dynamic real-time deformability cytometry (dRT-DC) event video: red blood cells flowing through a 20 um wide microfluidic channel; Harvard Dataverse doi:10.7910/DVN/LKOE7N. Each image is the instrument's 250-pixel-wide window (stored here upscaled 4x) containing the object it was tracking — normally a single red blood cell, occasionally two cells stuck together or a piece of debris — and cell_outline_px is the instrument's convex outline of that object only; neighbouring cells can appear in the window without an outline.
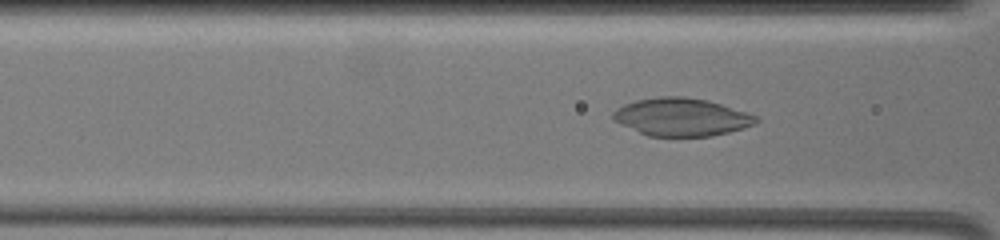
{"species": "common noctule bat (a hibernating species)", "species_latin": "Nyctalus noctula", "temperature_condition": "warm", "stored_images_in_passage": 40, "camera_frame_rate_fps": 3000, "um_per_image_px": 0.085, "animal": {"sex": "female", "body_mass_g": 19.5, "forearm_length_mm": 54.1}, "frame": {"image": 1, "passage_image": 17, "time_ms": 3.333, "image_size_px": [1000, 240], "cell_outline_px": [[760, 120], [756, 124], [744, 128], [712, 136], [648, 136], [620, 124], [612, 120], [612, 112], [616, 108], [624, 104], [636, 100], [660, 96], [684, 96], [708, 100], [748, 112], [760, 116]], "centroid_in_image_um": [57.95, 9.94], "position_along_channel_um": 108.7, "area_um2": 31.91}}
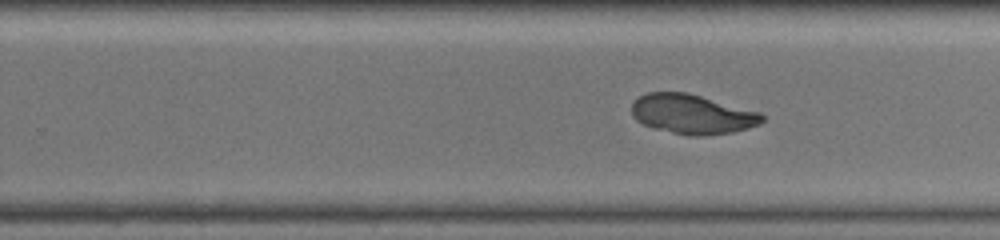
{"frame": {"image": 2, "passage_image": 28, "time_ms": 8.0, "image_size_px": [1000, 240], "cell_outline_px": [[764, 120], [760, 124], [748, 128], [732, 132], [704, 136], [688, 136], [652, 128], [636, 120], [632, 112], [632, 100], [648, 92], [688, 92], [760, 112], [764, 116]], "centroid_in_image_um": [58.84, 9.7], "position_along_channel_um": 271.0, "area_um2": 30.29}}
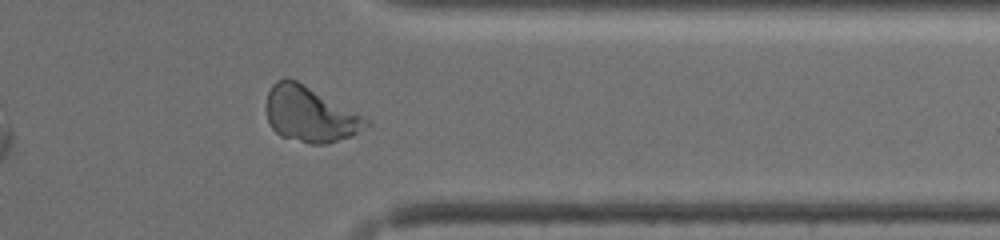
{"frame": {"image": 3, "passage_image": 36, "time_ms": 11.333, "image_size_px": [1000, 240], "cell_outline_px": [[372, 124], [352, 136], [328, 144], [308, 144], [280, 136], [272, 128], [268, 120], [268, 92], [272, 84], [276, 80], [296, 80], [364, 116]], "centroid_in_image_um": [26.38, 9.76], "position_along_channel_um": 385.0, "area_um2": 31.85}}